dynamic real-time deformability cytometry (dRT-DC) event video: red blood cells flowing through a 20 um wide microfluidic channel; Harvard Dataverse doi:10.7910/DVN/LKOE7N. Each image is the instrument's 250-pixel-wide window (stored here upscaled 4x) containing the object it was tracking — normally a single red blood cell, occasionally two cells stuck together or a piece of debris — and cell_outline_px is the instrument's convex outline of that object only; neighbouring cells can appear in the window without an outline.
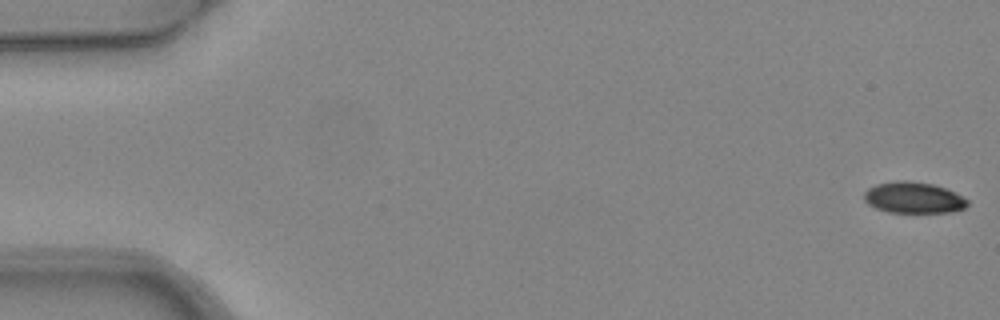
{"species": "common noctule bat (a hibernating species)", "species_latin": "Nyctalus noctula", "temperature_condition": "warm", "stored_images_in_passage": 5, "camera_frame_rate_fps": 3000, "um_per_image_px": 0.085, "animal": {"sex": "female", "body_mass_g": 24.6, "forearm_length_mm": 56.2}, "frame": {"image": 1, "passage_image": 1, "time_ms": 0.0, "image_size_px": [1000, 320], "cell_outline_px": [[968, 204], [964, 208], [952, 212], [888, 212], [876, 208], [868, 204], [864, 200], [864, 192], [868, 188], [876, 184], [896, 180], [908, 180], [932, 184], [944, 188], [968, 200]], "centroid_in_image_um": [77.6, 16.79], "position_along_channel_um": 7.4, "area_um2": 18.67}}
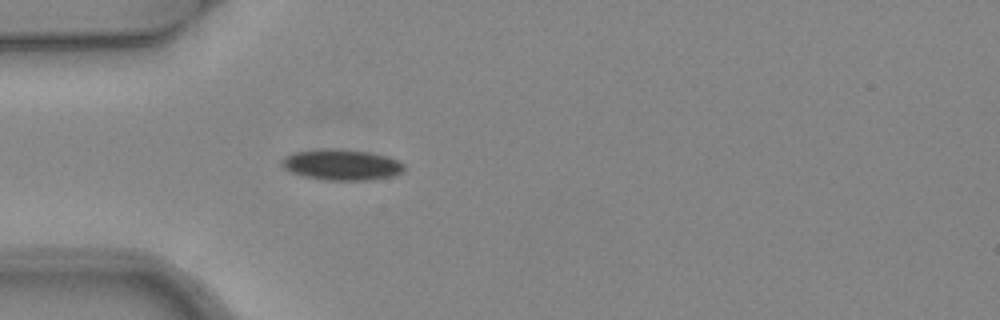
{"frame": {"image": 2, "passage_image": 5, "time_ms": 1.333, "image_size_px": [1000, 320], "cell_outline_px": [[404, 168], [396, 176], [368, 180], [328, 180], [304, 176], [288, 172], [280, 164], [280, 160], [284, 156], [292, 152], [332, 148], [336, 148], [368, 152], [388, 156], [400, 160], [404, 164]], "centroid_in_image_um": [29.02, 14.0], "position_along_channel_um": 56.0, "area_um2": 22.25}}